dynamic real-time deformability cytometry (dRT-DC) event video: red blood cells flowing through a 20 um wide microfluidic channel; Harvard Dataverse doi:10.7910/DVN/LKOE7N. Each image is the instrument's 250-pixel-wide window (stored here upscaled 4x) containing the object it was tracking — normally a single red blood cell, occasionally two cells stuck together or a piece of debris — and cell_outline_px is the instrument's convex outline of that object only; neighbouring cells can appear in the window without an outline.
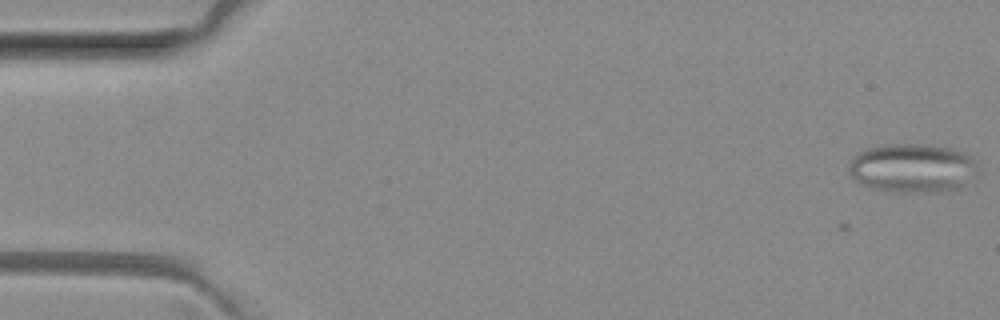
{"species": "common noctule bat (a hibernating species)", "species_latin": "Nyctalus noctula", "temperature_condition": "room temperature", "stored_images_in_passage": 3, "camera_frame_rate_fps": 3000, "um_per_image_px": 0.085, "animal": {"sex": "female", "body_mass_g": 29.2, "forearm_length_mm": 56.3}, "frame": {"image": 1, "passage_image": 3, "time_ms": 0.667, "image_size_px": [1000, 320], "cell_outline_px": [[976, 168], [960, 188], [940, 192], [892, 192], [868, 188], [860, 184], [852, 176], [848, 168], [848, 164], [852, 156], [868, 148], [884, 144], [920, 144], [952, 148], [964, 152], [976, 160]], "centroid_in_image_um": [77.49, 14.29], "position_along_channel_um": 7.5, "area_um2": 36.88}}